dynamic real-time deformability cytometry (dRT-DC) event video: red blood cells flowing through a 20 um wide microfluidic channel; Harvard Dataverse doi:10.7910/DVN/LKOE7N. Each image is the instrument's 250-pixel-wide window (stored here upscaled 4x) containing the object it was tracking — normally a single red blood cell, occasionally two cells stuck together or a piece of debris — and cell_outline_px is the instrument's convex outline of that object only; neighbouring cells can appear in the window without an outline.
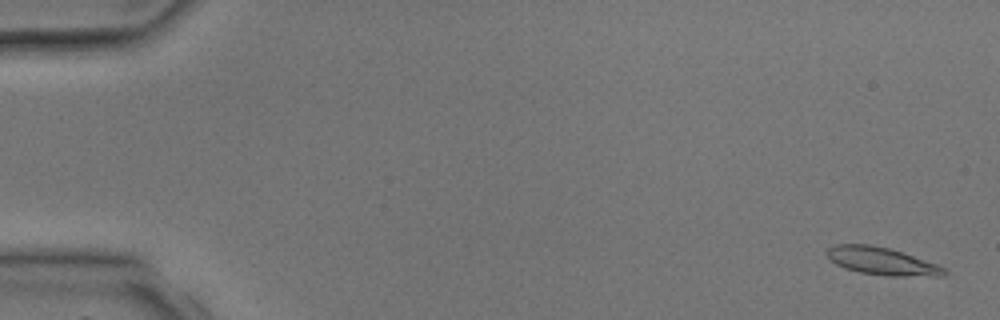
{"species": "common noctule bat (a hibernating species)", "species_latin": "Nyctalus noctula", "temperature_condition": "room temperature", "stored_images_in_passage": 4, "camera_frame_rate_fps": 3000, "um_per_image_px": 0.085, "animal": {"sex": "male", "body_mass_g": 17.9, "forearm_length_mm": 54.2}, "frame": {"image": 1, "passage_image": 1, "time_ms": 0.0, "image_size_px": [1000, 320], "cell_outline_px": [[948, 276], [888, 276], [860, 272], [844, 268], [836, 264], [824, 252], [828, 248], [836, 244], [868, 244], [888, 248], [936, 264], [944, 268], [948, 272]], "centroid_in_image_um": [74.95, 22.2], "position_along_channel_um": 10.1, "area_um2": 18.67}}
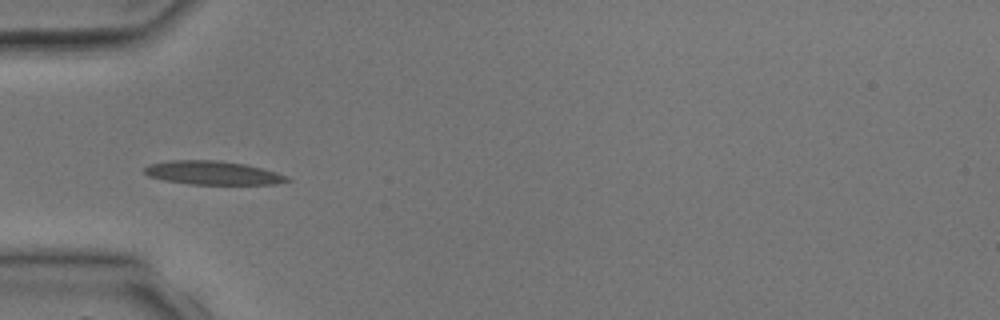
{"frame": {"image": 2, "passage_image": 4, "time_ms": 4.0, "image_size_px": [1000, 320], "cell_outline_px": [[292, 180], [276, 184], [192, 184], [164, 180], [148, 176], [144, 172], [144, 168], [148, 164], [172, 160], [216, 160], [244, 164], [276, 172], [288, 176]], "centroid_in_image_um": [18.08, 14.69], "position_along_channel_um": 66.9, "area_um2": 19.54}}